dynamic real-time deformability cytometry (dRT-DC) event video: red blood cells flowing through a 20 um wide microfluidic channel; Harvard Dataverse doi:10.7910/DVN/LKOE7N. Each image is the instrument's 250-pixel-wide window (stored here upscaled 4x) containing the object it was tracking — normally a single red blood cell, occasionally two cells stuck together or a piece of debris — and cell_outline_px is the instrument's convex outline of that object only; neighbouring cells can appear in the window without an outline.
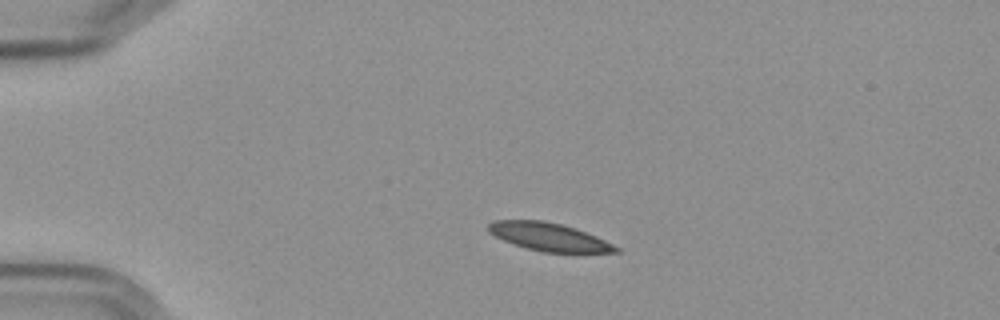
{"species": "Egyptian fruit bat (a non-hibernating species)", "species_latin": "Rousettus aegyptiacus", "temperature_condition": "cold", "stored_images_in_passage": 45, "camera_frame_rate_fps": 3000, "um_per_image_px": 0.085, "frame": {"image": 1, "passage_image": 1, "time_ms": 0.0, "image_size_px": [1000, 320], "cell_outline_px": [[620, 252], [540, 252], [504, 240], [488, 232], [488, 224], [496, 220], [540, 220], [560, 224], [584, 232], [604, 240], [620, 248]], "centroid_in_image_um": [46.63, 20.13], "position_along_channel_um": 38.4, "area_um2": 20.23}}
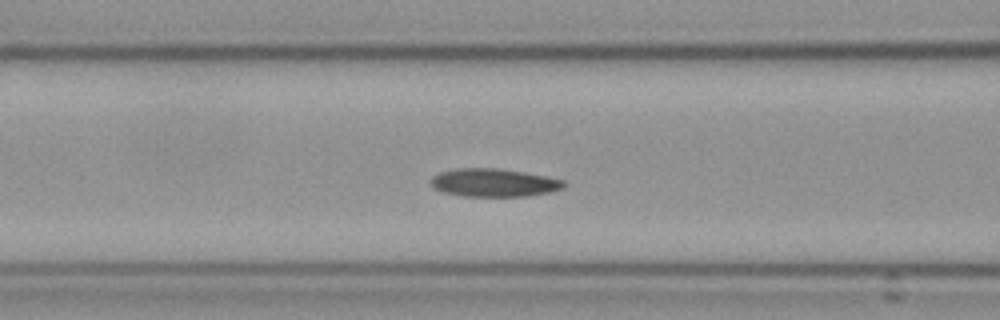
{"frame": {"image": 2, "passage_image": 12, "time_ms": 3.667, "image_size_px": [1000, 320], "cell_outline_px": [[568, 184], [564, 188], [548, 192], [528, 196], [464, 196], [440, 192], [432, 184], [432, 176], [440, 172], [456, 168], [496, 168], [524, 172], [564, 180]], "centroid_in_image_um": [41.99, 15.53], "position_along_channel_um": 124.6, "area_um2": 21.73}}
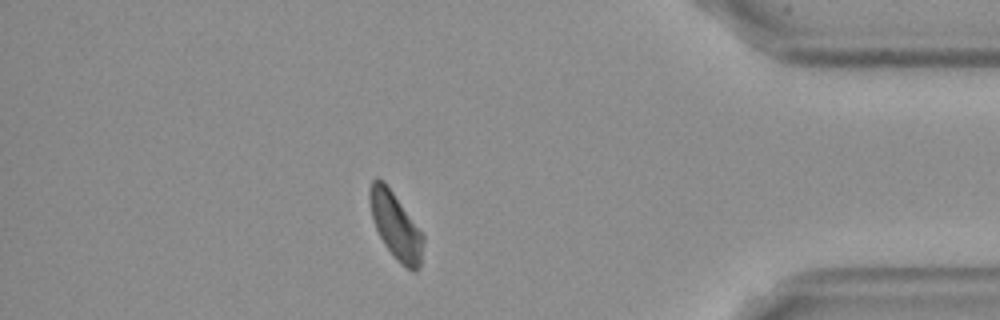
{"frame": {"image": 3, "passage_image": 38, "time_ms": 12.333, "image_size_px": [1000, 320], "cell_outline_px": [[424, 240], [420, 268], [416, 272], [412, 272], [400, 264], [396, 260], [384, 244], [376, 228], [372, 216], [368, 200], [368, 192], [372, 180], [376, 176], [384, 180], [424, 236]], "centroid_in_image_um": [33.62, 19.2], "position_along_channel_um": 401.6, "area_um2": 20.81}, "authors_computed_cell_mechanics": {"area_um2": 21.5016, "velocity_mm_per_s": 3.5677, "shape_relaxation_time_tau1_ms": null, "shape_relaxation_time_tau2_ms": 4.5316, "deformation_change_tau1": null, "deformation_change_tau2": 0.1}}